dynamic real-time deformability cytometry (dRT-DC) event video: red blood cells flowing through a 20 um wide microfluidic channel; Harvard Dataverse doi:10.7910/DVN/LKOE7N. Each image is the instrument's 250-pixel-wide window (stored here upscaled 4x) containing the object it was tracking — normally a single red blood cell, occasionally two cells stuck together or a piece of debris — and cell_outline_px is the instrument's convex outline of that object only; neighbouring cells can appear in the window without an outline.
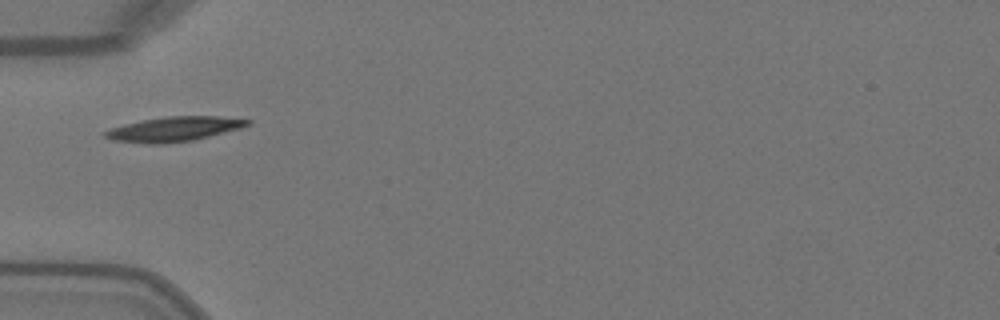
{"species": "Egyptian fruit bat (a non-hibernating species)", "species_latin": "Rousettus aegyptiacus", "temperature_condition": "warm", "stored_images_in_passage": 4, "camera_frame_rate_fps": 3000, "um_per_image_px": 0.085, "animal": {"sex": "female"}, "frame": {"image": 1, "passage_image": 1, "time_ms": 0.0, "image_size_px": [1000, 320], "cell_outline_px": [[252, 124], [240, 128], [192, 140], [160, 144], [148, 144], [112, 140], [104, 136], [100, 132], [124, 124], [144, 120], [168, 116], [216, 116], [252, 120]], "centroid_in_image_um": [14.76, 10.97], "position_along_channel_um": 70.2, "area_um2": 20.29}}
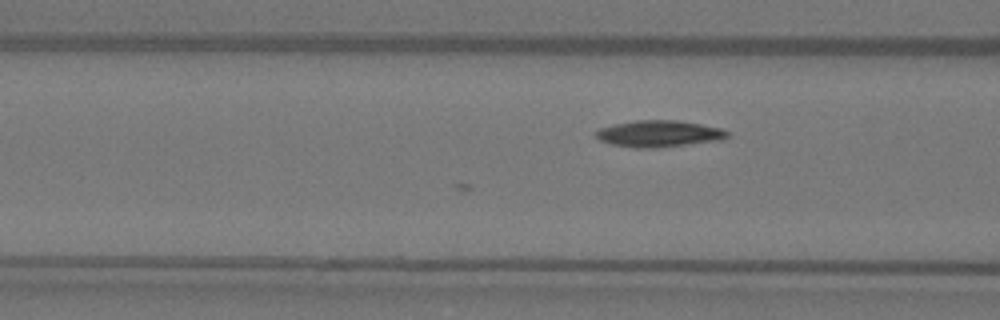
{"frame": {"image": 2, "passage_image": 4, "time_ms": 1.0, "image_size_px": [1000, 320], "cell_outline_px": [[728, 136], [724, 140], [660, 148], [636, 148], [612, 144], [600, 140], [596, 136], [596, 132], [600, 128], [616, 124], [636, 120], [676, 120], [724, 128], [728, 132]], "centroid_in_image_um": [56.08, 11.37], "position_along_channel_um": 110.5, "area_um2": 20.46}}